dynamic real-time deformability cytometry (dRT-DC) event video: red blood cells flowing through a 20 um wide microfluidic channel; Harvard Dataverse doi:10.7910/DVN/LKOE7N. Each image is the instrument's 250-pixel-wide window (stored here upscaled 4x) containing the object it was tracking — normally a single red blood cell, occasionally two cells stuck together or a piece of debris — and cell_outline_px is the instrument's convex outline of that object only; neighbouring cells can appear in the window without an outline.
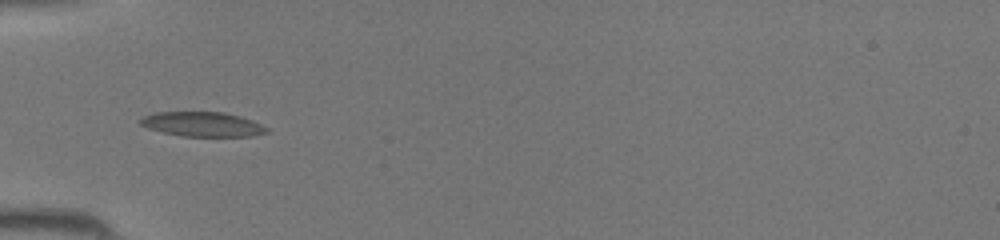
{"species": "common noctule bat (a hibernating species)", "species_latin": "Nyctalus noctula", "temperature_condition": "room temperature", "stored_images_in_passage": 31, "camera_frame_rate_fps": 3000, "um_per_image_px": 0.085, "animal": {"sex": "female", "body_mass_g": 19.5, "forearm_length_mm": 54.1}, "frame": {"image": 1, "passage_image": 2, "time_ms": 0.333, "image_size_px": [1000, 240], "cell_outline_px": [[268, 132], [252, 136], [184, 136], [164, 132], [148, 128], [140, 124], [136, 120], [144, 116], [156, 112], [224, 112], [240, 116], [252, 120], [268, 128]], "centroid_in_image_um": [17.2, 10.55], "position_along_channel_um": 67.8, "area_um2": 18.03}}
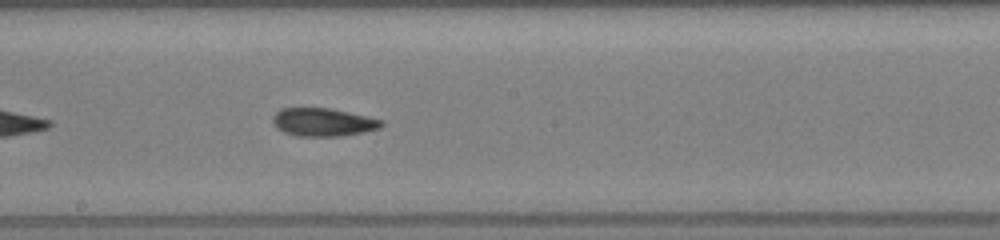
{"frame": {"image": 2, "passage_image": 12, "time_ms": 3.667, "image_size_px": [1000, 240], "cell_outline_px": [[384, 124], [380, 128], [364, 132], [340, 136], [296, 136], [284, 132], [276, 128], [272, 120], [272, 116], [280, 108], [328, 108], [368, 116], [384, 120]], "centroid_in_image_um": [27.46, 10.38], "position_along_channel_um": 220.7, "area_um2": 17.92}}
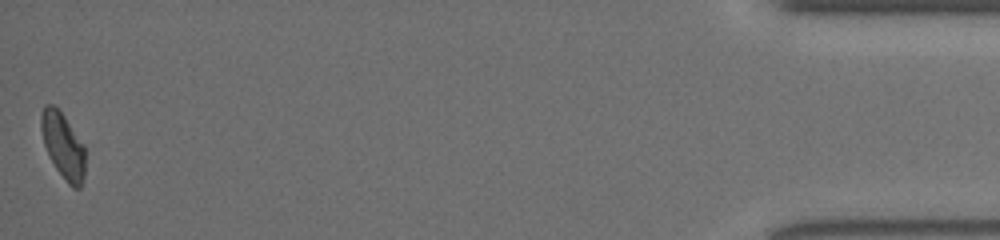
{"frame": {"image": 3, "passage_image": 31, "time_ms": 10.0, "image_size_px": [1000, 240], "cell_outline_px": [[84, 176], [80, 188], [72, 188], [68, 184], [56, 168], [48, 156], [44, 144], [40, 128], [40, 116], [44, 104], [52, 104], [64, 116], [84, 144]], "centroid_in_image_um": [5.34, 12.38], "position_along_channel_um": 429.9, "area_um2": 16.88}}